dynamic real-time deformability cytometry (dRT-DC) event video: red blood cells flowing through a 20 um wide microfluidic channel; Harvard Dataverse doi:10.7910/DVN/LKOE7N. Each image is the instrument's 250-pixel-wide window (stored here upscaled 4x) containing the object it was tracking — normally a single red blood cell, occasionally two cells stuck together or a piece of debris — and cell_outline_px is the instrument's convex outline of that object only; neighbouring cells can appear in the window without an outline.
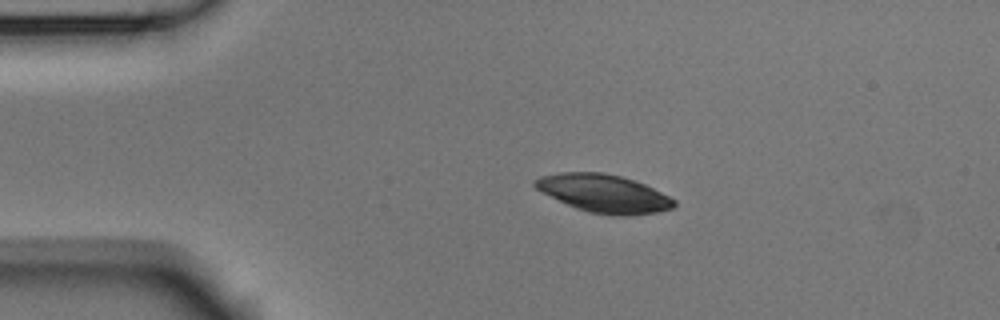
{"species": "Egyptian fruit bat (a non-hibernating species)", "species_latin": "Rousettus aegyptiacus", "temperature_condition": "room temperature", "stored_images_in_passage": 5, "camera_frame_rate_fps": 3000, "um_per_image_px": 0.085, "animal": {"sex": "male"}, "frame": {"image": 1, "passage_image": 4, "time_ms": 1.0, "image_size_px": [1000, 320], "cell_outline_px": [[676, 204], [672, 208], [656, 212], [624, 216], [616, 216], [588, 212], [576, 208], [536, 188], [532, 184], [532, 180], [540, 176], [560, 172], [600, 172], [620, 176], [636, 180], [676, 200]], "centroid_in_image_um": [51.32, 16.43], "position_along_channel_um": 33.7, "area_um2": 30.52}}